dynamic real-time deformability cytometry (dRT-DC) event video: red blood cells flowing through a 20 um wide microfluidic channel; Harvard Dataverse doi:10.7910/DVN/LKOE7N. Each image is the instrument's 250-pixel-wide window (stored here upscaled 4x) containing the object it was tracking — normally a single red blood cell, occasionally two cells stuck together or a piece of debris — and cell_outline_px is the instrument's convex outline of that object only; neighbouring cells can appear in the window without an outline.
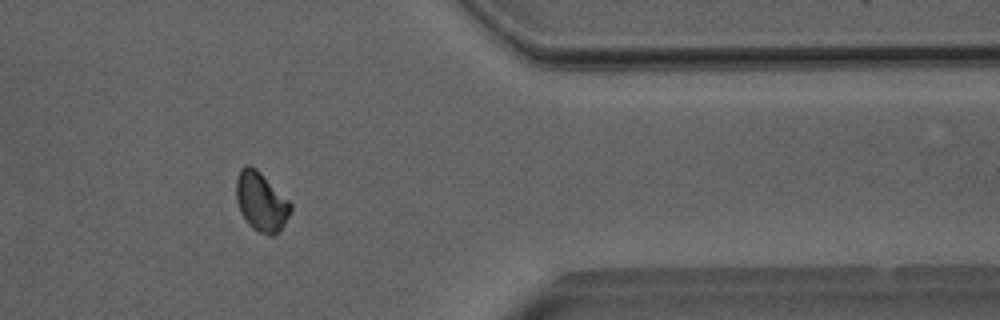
{"species": "Egyptian fruit bat (a non-hibernating species)", "species_latin": "Rousettus aegyptiacus", "temperature_condition": "room temperature", "stored_images_in_passage": 36, "camera_frame_rate_fps": 3000, "um_per_image_px": 0.085, "animal": {"sex": "male"}, "frame": {"image": 1, "passage_image": 26, "time_ms": 8.333, "image_size_px": [1000, 320], "cell_outline_px": [[292, 208], [280, 232], [272, 236], [268, 236], [252, 228], [248, 224], [240, 212], [236, 200], [236, 180], [240, 168], [244, 164], [248, 164], [256, 168], [292, 204]], "centroid_in_image_um": [22.18, 17.15], "position_along_channel_um": 389.2, "area_um2": 18.79}, "authors_computed_cell_mechanics": {"area_um2": 18.1781, "velocity_mm_per_s": 3.9979, "shape_relaxation_time_tau1_ms": 6.6456, "shape_relaxation_time_tau2_ms": 2.5023, "deformation_change_tau1": 0.0908, "deformation_change_tau2": 0.0616}}